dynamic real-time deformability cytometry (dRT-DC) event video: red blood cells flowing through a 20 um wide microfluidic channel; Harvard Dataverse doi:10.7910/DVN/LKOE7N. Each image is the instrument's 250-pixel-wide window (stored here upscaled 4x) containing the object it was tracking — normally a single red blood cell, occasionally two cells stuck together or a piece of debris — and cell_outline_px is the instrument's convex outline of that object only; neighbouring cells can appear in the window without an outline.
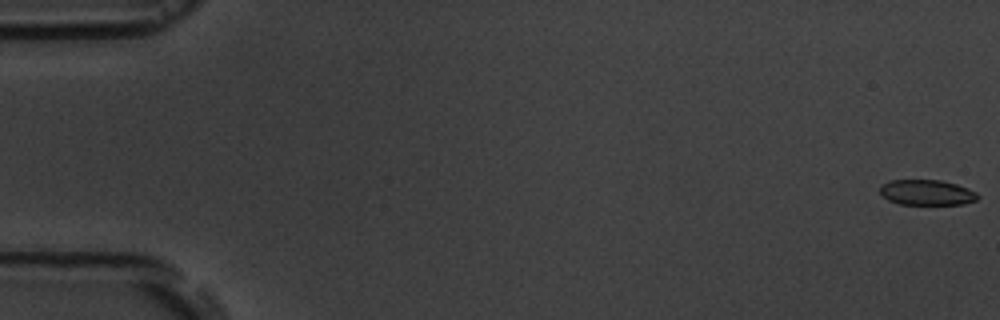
{"species": "common noctule bat (a hibernating species)", "species_latin": "Nyctalus noctula", "temperature_condition": "room temperature", "stored_images_in_passage": 7, "camera_frame_rate_fps": 3000, "um_per_image_px": 0.085, "animal": {"sex": "male", "body_mass_g": 19.5, "forearm_length_mm": 54.6}, "frame": {"image": 1, "passage_image": 1, "time_ms": 0.0, "image_size_px": [1000, 320], "cell_outline_px": [[980, 196], [976, 200], [964, 204], [900, 204], [888, 200], [880, 192], [880, 184], [888, 180], [940, 180], [956, 184], [968, 188], [976, 192]], "centroid_in_image_um": [78.77, 16.35], "position_along_channel_um": 6.2, "area_um2": 14.51}}
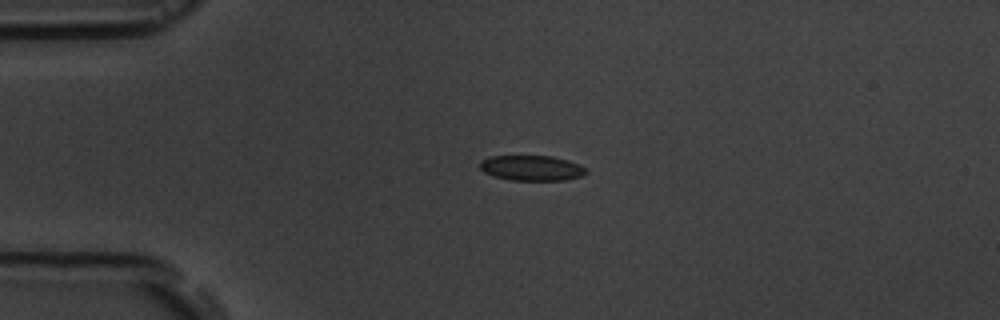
{"frame": {"image": 2, "passage_image": 5, "time_ms": 4.333, "image_size_px": [1000, 320], "cell_outline_px": [[588, 172], [580, 176], [564, 180], [508, 180], [492, 176], [484, 172], [480, 168], [480, 160], [488, 156], [552, 156], [568, 160], [584, 168]], "centroid_in_image_um": [45.12, 14.28], "position_along_channel_um": 39.9, "area_um2": 15.61}}
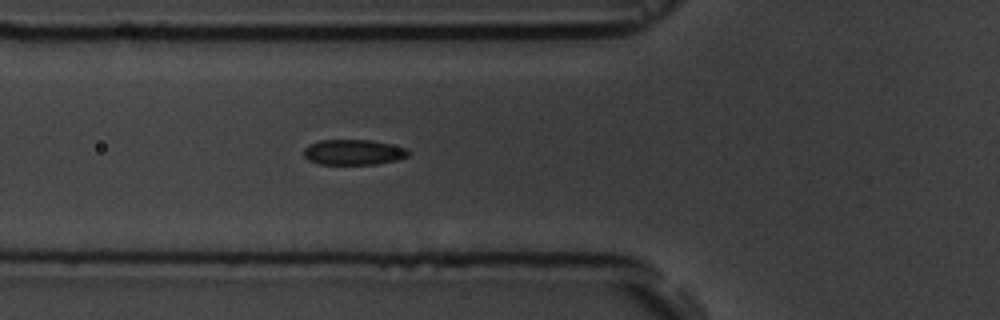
{"frame": {"image": 3, "passage_image": 7, "time_ms": 6.667, "image_size_px": [1000, 320], "cell_outline_px": [[408, 156], [396, 160], [376, 164], [320, 164], [308, 160], [304, 156], [304, 148], [308, 144], [320, 140], [372, 140], [404, 148], [408, 152]], "centroid_in_image_um": [29.98, 12.94], "position_along_channel_um": 95.8, "area_um2": 15.32}}